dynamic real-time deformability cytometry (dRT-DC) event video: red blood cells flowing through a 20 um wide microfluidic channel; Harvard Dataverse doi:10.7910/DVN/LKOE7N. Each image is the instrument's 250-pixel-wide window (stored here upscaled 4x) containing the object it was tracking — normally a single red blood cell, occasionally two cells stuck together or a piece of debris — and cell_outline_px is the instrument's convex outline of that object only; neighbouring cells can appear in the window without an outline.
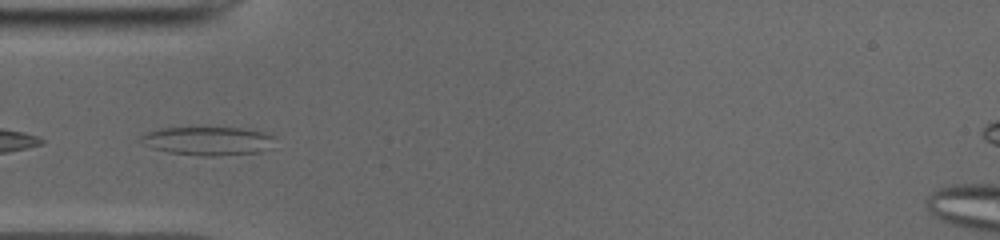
{"species": "common noctule bat (a hibernating species)", "species_latin": "Nyctalus noctula", "temperature_condition": "cold", "stored_images_in_passage": 35, "camera_frame_rate_fps": 3000, "um_per_image_px": 0.085, "animal": {"sex": "male", "body_mass_g": 19.0, "forearm_length_mm": 50.8}, "frame": {"image": 1, "passage_image": 14, "time_ms": 4.333, "image_size_px": [1000, 240], "cell_outline_px": [[272, 136], [260, 152], [212, 156], [204, 156], [168, 152], [152, 148], [136, 140], [140, 136], [148, 132], [160, 128], [204, 124], [240, 128], [260, 132]], "centroid_in_image_um": [17.47, 11.92], "position_along_channel_um": 67.5, "area_um2": 22.72}}
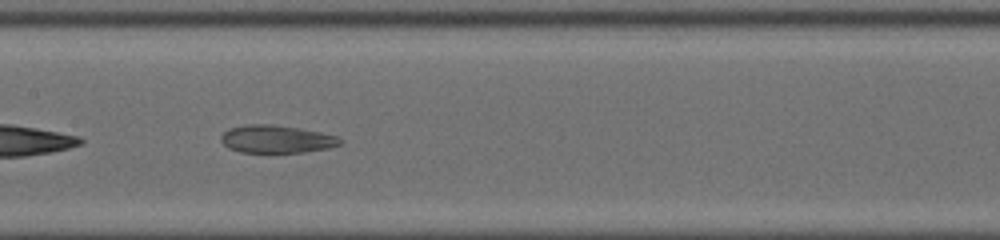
{"frame": {"image": 2, "passage_image": 23, "time_ms": 7.333, "image_size_px": [1000, 240], "cell_outline_px": [[344, 140], [340, 144], [328, 148], [304, 152], [240, 152], [228, 148], [220, 140], [220, 136], [224, 132], [232, 128], [244, 124], [268, 124], [296, 128], [320, 132], [340, 136]], "centroid_in_image_um": [23.51, 11.82], "position_along_channel_um": 183.9, "area_um2": 19.19}}
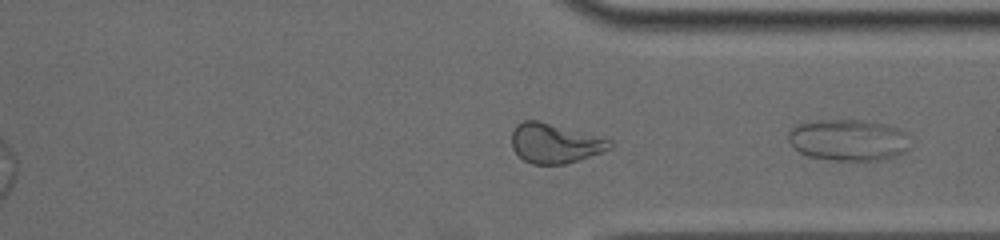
{"frame": {"image": 3, "passage_image": 35, "time_ms": 11.333, "image_size_px": [1000, 240], "cell_outline_px": [[912, 148], [896, 156], [884, 160], [836, 160], [808, 156], [800, 152], [788, 140], [788, 132], [792, 128], [800, 124], [812, 120], [860, 120], [884, 124], [900, 128], [908, 132]], "centroid_in_image_um": [72.19, 11.9], "position_along_channel_um": 339.2, "area_um2": 29.77}}